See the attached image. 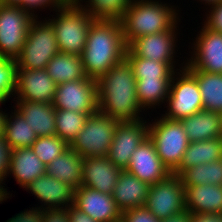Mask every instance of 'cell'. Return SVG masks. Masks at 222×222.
<instances>
[{"instance_id": "1", "label": "cell", "mask_w": 222, "mask_h": 222, "mask_svg": "<svg viewBox=\"0 0 222 222\" xmlns=\"http://www.w3.org/2000/svg\"><path fill=\"white\" fill-rule=\"evenodd\" d=\"M136 81L126 58L112 66L97 80L98 111L119 122L143 119L140 112L145 109L138 102Z\"/></svg>"}, {"instance_id": "2", "label": "cell", "mask_w": 222, "mask_h": 222, "mask_svg": "<svg viewBox=\"0 0 222 222\" xmlns=\"http://www.w3.org/2000/svg\"><path fill=\"white\" fill-rule=\"evenodd\" d=\"M127 44L117 19H95L89 28L81 54L86 77L98 80L126 58Z\"/></svg>"}, {"instance_id": "3", "label": "cell", "mask_w": 222, "mask_h": 222, "mask_svg": "<svg viewBox=\"0 0 222 222\" xmlns=\"http://www.w3.org/2000/svg\"><path fill=\"white\" fill-rule=\"evenodd\" d=\"M174 5L157 0H132L120 19L124 40L127 46L144 35L165 32L177 28L180 21ZM178 12V13H177ZM179 20V21H178Z\"/></svg>"}, {"instance_id": "4", "label": "cell", "mask_w": 222, "mask_h": 222, "mask_svg": "<svg viewBox=\"0 0 222 222\" xmlns=\"http://www.w3.org/2000/svg\"><path fill=\"white\" fill-rule=\"evenodd\" d=\"M55 12L56 18L48 21L55 29L58 51L81 56L95 19L77 2L68 1Z\"/></svg>"}, {"instance_id": "5", "label": "cell", "mask_w": 222, "mask_h": 222, "mask_svg": "<svg viewBox=\"0 0 222 222\" xmlns=\"http://www.w3.org/2000/svg\"><path fill=\"white\" fill-rule=\"evenodd\" d=\"M148 137L154 143L164 166L170 173H174L190 143L181 120H171L164 116L155 119L152 124L149 123Z\"/></svg>"}, {"instance_id": "6", "label": "cell", "mask_w": 222, "mask_h": 222, "mask_svg": "<svg viewBox=\"0 0 222 222\" xmlns=\"http://www.w3.org/2000/svg\"><path fill=\"white\" fill-rule=\"evenodd\" d=\"M31 22L27 38L20 55L16 58L17 69H46L47 63L58 51V44L53 25L45 19Z\"/></svg>"}, {"instance_id": "7", "label": "cell", "mask_w": 222, "mask_h": 222, "mask_svg": "<svg viewBox=\"0 0 222 222\" xmlns=\"http://www.w3.org/2000/svg\"><path fill=\"white\" fill-rule=\"evenodd\" d=\"M118 123L100 111L89 115L70 148L82 158L107 156Z\"/></svg>"}, {"instance_id": "8", "label": "cell", "mask_w": 222, "mask_h": 222, "mask_svg": "<svg viewBox=\"0 0 222 222\" xmlns=\"http://www.w3.org/2000/svg\"><path fill=\"white\" fill-rule=\"evenodd\" d=\"M181 69L180 72L173 74L167 98L168 110L162 114L171 120H181L203 109L202 96L196 78L185 66Z\"/></svg>"}, {"instance_id": "9", "label": "cell", "mask_w": 222, "mask_h": 222, "mask_svg": "<svg viewBox=\"0 0 222 222\" xmlns=\"http://www.w3.org/2000/svg\"><path fill=\"white\" fill-rule=\"evenodd\" d=\"M35 17L20 6H0V56L16 59Z\"/></svg>"}, {"instance_id": "10", "label": "cell", "mask_w": 222, "mask_h": 222, "mask_svg": "<svg viewBox=\"0 0 222 222\" xmlns=\"http://www.w3.org/2000/svg\"><path fill=\"white\" fill-rule=\"evenodd\" d=\"M145 207L159 220L183 213L185 188L179 175L171 173L149 187Z\"/></svg>"}, {"instance_id": "11", "label": "cell", "mask_w": 222, "mask_h": 222, "mask_svg": "<svg viewBox=\"0 0 222 222\" xmlns=\"http://www.w3.org/2000/svg\"><path fill=\"white\" fill-rule=\"evenodd\" d=\"M54 108L87 113L98 111L97 80L90 77L57 85Z\"/></svg>"}, {"instance_id": "12", "label": "cell", "mask_w": 222, "mask_h": 222, "mask_svg": "<svg viewBox=\"0 0 222 222\" xmlns=\"http://www.w3.org/2000/svg\"><path fill=\"white\" fill-rule=\"evenodd\" d=\"M146 120L119 122L108 151V159L121 170H126L132 153L148 137Z\"/></svg>"}, {"instance_id": "13", "label": "cell", "mask_w": 222, "mask_h": 222, "mask_svg": "<svg viewBox=\"0 0 222 222\" xmlns=\"http://www.w3.org/2000/svg\"><path fill=\"white\" fill-rule=\"evenodd\" d=\"M200 30L192 47V57L185 61V68L222 74V33L214 32L205 26Z\"/></svg>"}, {"instance_id": "14", "label": "cell", "mask_w": 222, "mask_h": 222, "mask_svg": "<svg viewBox=\"0 0 222 222\" xmlns=\"http://www.w3.org/2000/svg\"><path fill=\"white\" fill-rule=\"evenodd\" d=\"M177 28H170L165 32L144 35L134 39L127 49L135 56L147 58L157 62H168L175 69V49L178 47ZM176 31V32H175ZM176 39V40H175Z\"/></svg>"}, {"instance_id": "15", "label": "cell", "mask_w": 222, "mask_h": 222, "mask_svg": "<svg viewBox=\"0 0 222 222\" xmlns=\"http://www.w3.org/2000/svg\"><path fill=\"white\" fill-rule=\"evenodd\" d=\"M57 84L46 69H17L16 92L13 101L53 103Z\"/></svg>"}, {"instance_id": "16", "label": "cell", "mask_w": 222, "mask_h": 222, "mask_svg": "<svg viewBox=\"0 0 222 222\" xmlns=\"http://www.w3.org/2000/svg\"><path fill=\"white\" fill-rule=\"evenodd\" d=\"M126 170L150 186L171 174L156 153L155 145L149 137L132 153Z\"/></svg>"}, {"instance_id": "17", "label": "cell", "mask_w": 222, "mask_h": 222, "mask_svg": "<svg viewBox=\"0 0 222 222\" xmlns=\"http://www.w3.org/2000/svg\"><path fill=\"white\" fill-rule=\"evenodd\" d=\"M74 206L98 222H120L122 216L112 195L89 187L75 189Z\"/></svg>"}, {"instance_id": "18", "label": "cell", "mask_w": 222, "mask_h": 222, "mask_svg": "<svg viewBox=\"0 0 222 222\" xmlns=\"http://www.w3.org/2000/svg\"><path fill=\"white\" fill-rule=\"evenodd\" d=\"M24 190L31 191L42 204L41 209L67 208L74 205L75 188L48 173L33 180ZM47 206V207H46Z\"/></svg>"}, {"instance_id": "19", "label": "cell", "mask_w": 222, "mask_h": 222, "mask_svg": "<svg viewBox=\"0 0 222 222\" xmlns=\"http://www.w3.org/2000/svg\"><path fill=\"white\" fill-rule=\"evenodd\" d=\"M83 182L81 186L96 189L112 195L122 170L115 166L107 156L83 158Z\"/></svg>"}, {"instance_id": "20", "label": "cell", "mask_w": 222, "mask_h": 222, "mask_svg": "<svg viewBox=\"0 0 222 222\" xmlns=\"http://www.w3.org/2000/svg\"><path fill=\"white\" fill-rule=\"evenodd\" d=\"M150 185L142 182L127 170H122L112 196L119 210L123 213L145 206Z\"/></svg>"}, {"instance_id": "21", "label": "cell", "mask_w": 222, "mask_h": 222, "mask_svg": "<svg viewBox=\"0 0 222 222\" xmlns=\"http://www.w3.org/2000/svg\"><path fill=\"white\" fill-rule=\"evenodd\" d=\"M46 165L40 161L30 147L12 149L9 174L20 187H27L33 180L46 173Z\"/></svg>"}, {"instance_id": "22", "label": "cell", "mask_w": 222, "mask_h": 222, "mask_svg": "<svg viewBox=\"0 0 222 222\" xmlns=\"http://www.w3.org/2000/svg\"><path fill=\"white\" fill-rule=\"evenodd\" d=\"M16 110L23 116L37 137L55 135L56 115L52 103L16 101Z\"/></svg>"}, {"instance_id": "23", "label": "cell", "mask_w": 222, "mask_h": 222, "mask_svg": "<svg viewBox=\"0 0 222 222\" xmlns=\"http://www.w3.org/2000/svg\"><path fill=\"white\" fill-rule=\"evenodd\" d=\"M181 122L190 142L222 137L221 113L202 109Z\"/></svg>"}, {"instance_id": "24", "label": "cell", "mask_w": 222, "mask_h": 222, "mask_svg": "<svg viewBox=\"0 0 222 222\" xmlns=\"http://www.w3.org/2000/svg\"><path fill=\"white\" fill-rule=\"evenodd\" d=\"M185 209L195 213H222V185L184 186Z\"/></svg>"}, {"instance_id": "25", "label": "cell", "mask_w": 222, "mask_h": 222, "mask_svg": "<svg viewBox=\"0 0 222 222\" xmlns=\"http://www.w3.org/2000/svg\"><path fill=\"white\" fill-rule=\"evenodd\" d=\"M82 162V156L69 147L47 165L46 173L77 189L83 182Z\"/></svg>"}, {"instance_id": "26", "label": "cell", "mask_w": 222, "mask_h": 222, "mask_svg": "<svg viewBox=\"0 0 222 222\" xmlns=\"http://www.w3.org/2000/svg\"><path fill=\"white\" fill-rule=\"evenodd\" d=\"M222 158V137L204 141L190 142L183 154L179 168L174 174L181 175L186 169L210 163Z\"/></svg>"}, {"instance_id": "27", "label": "cell", "mask_w": 222, "mask_h": 222, "mask_svg": "<svg viewBox=\"0 0 222 222\" xmlns=\"http://www.w3.org/2000/svg\"><path fill=\"white\" fill-rule=\"evenodd\" d=\"M46 70L57 85L86 77L82 57L60 51L47 63Z\"/></svg>"}, {"instance_id": "28", "label": "cell", "mask_w": 222, "mask_h": 222, "mask_svg": "<svg viewBox=\"0 0 222 222\" xmlns=\"http://www.w3.org/2000/svg\"><path fill=\"white\" fill-rule=\"evenodd\" d=\"M199 85L203 109L222 114V74L186 68Z\"/></svg>"}, {"instance_id": "29", "label": "cell", "mask_w": 222, "mask_h": 222, "mask_svg": "<svg viewBox=\"0 0 222 222\" xmlns=\"http://www.w3.org/2000/svg\"><path fill=\"white\" fill-rule=\"evenodd\" d=\"M138 102L144 109L167 103L172 78L136 79Z\"/></svg>"}, {"instance_id": "30", "label": "cell", "mask_w": 222, "mask_h": 222, "mask_svg": "<svg viewBox=\"0 0 222 222\" xmlns=\"http://www.w3.org/2000/svg\"><path fill=\"white\" fill-rule=\"evenodd\" d=\"M11 114L6 119L4 139L11 149L31 147L38 138L36 133L16 109Z\"/></svg>"}, {"instance_id": "31", "label": "cell", "mask_w": 222, "mask_h": 222, "mask_svg": "<svg viewBox=\"0 0 222 222\" xmlns=\"http://www.w3.org/2000/svg\"><path fill=\"white\" fill-rule=\"evenodd\" d=\"M126 59L131 64L136 79L172 78L174 72L180 70L174 69L168 62H157L137 57L128 49L126 51Z\"/></svg>"}, {"instance_id": "32", "label": "cell", "mask_w": 222, "mask_h": 222, "mask_svg": "<svg viewBox=\"0 0 222 222\" xmlns=\"http://www.w3.org/2000/svg\"><path fill=\"white\" fill-rule=\"evenodd\" d=\"M184 186L222 185V158L186 169L180 175Z\"/></svg>"}, {"instance_id": "33", "label": "cell", "mask_w": 222, "mask_h": 222, "mask_svg": "<svg viewBox=\"0 0 222 222\" xmlns=\"http://www.w3.org/2000/svg\"><path fill=\"white\" fill-rule=\"evenodd\" d=\"M55 115V135L70 146L82 130L89 114L55 108Z\"/></svg>"}, {"instance_id": "34", "label": "cell", "mask_w": 222, "mask_h": 222, "mask_svg": "<svg viewBox=\"0 0 222 222\" xmlns=\"http://www.w3.org/2000/svg\"><path fill=\"white\" fill-rule=\"evenodd\" d=\"M76 2L94 19L120 20L132 0H84L85 3L88 2L85 6L82 4L83 0H77Z\"/></svg>"}, {"instance_id": "35", "label": "cell", "mask_w": 222, "mask_h": 222, "mask_svg": "<svg viewBox=\"0 0 222 222\" xmlns=\"http://www.w3.org/2000/svg\"><path fill=\"white\" fill-rule=\"evenodd\" d=\"M70 146L56 135L38 137L31 149L46 166L66 151Z\"/></svg>"}, {"instance_id": "36", "label": "cell", "mask_w": 222, "mask_h": 222, "mask_svg": "<svg viewBox=\"0 0 222 222\" xmlns=\"http://www.w3.org/2000/svg\"><path fill=\"white\" fill-rule=\"evenodd\" d=\"M17 80L16 59L0 56V101L6 102L15 96Z\"/></svg>"}, {"instance_id": "37", "label": "cell", "mask_w": 222, "mask_h": 222, "mask_svg": "<svg viewBox=\"0 0 222 222\" xmlns=\"http://www.w3.org/2000/svg\"><path fill=\"white\" fill-rule=\"evenodd\" d=\"M12 149L9 147L4 137H0V203L9 198L10 193H7V189L3 188L1 184L7 178L9 170L10 158Z\"/></svg>"}, {"instance_id": "38", "label": "cell", "mask_w": 222, "mask_h": 222, "mask_svg": "<svg viewBox=\"0 0 222 222\" xmlns=\"http://www.w3.org/2000/svg\"><path fill=\"white\" fill-rule=\"evenodd\" d=\"M120 222H161V220L145 206H141L123 212Z\"/></svg>"}, {"instance_id": "39", "label": "cell", "mask_w": 222, "mask_h": 222, "mask_svg": "<svg viewBox=\"0 0 222 222\" xmlns=\"http://www.w3.org/2000/svg\"><path fill=\"white\" fill-rule=\"evenodd\" d=\"M67 2V0H23L19 6L33 17L38 18V15H35L34 13V9H45L51 5L49 9L53 8L55 11L61 6L65 5Z\"/></svg>"}, {"instance_id": "40", "label": "cell", "mask_w": 222, "mask_h": 222, "mask_svg": "<svg viewBox=\"0 0 222 222\" xmlns=\"http://www.w3.org/2000/svg\"><path fill=\"white\" fill-rule=\"evenodd\" d=\"M209 14L207 13L204 25L206 28L222 33V0L210 5Z\"/></svg>"}, {"instance_id": "41", "label": "cell", "mask_w": 222, "mask_h": 222, "mask_svg": "<svg viewBox=\"0 0 222 222\" xmlns=\"http://www.w3.org/2000/svg\"><path fill=\"white\" fill-rule=\"evenodd\" d=\"M43 220V209L38 206L35 208L32 207L29 211L28 209L26 211L24 210V212L22 211L14 217L12 216V218H9L7 222H43Z\"/></svg>"}, {"instance_id": "42", "label": "cell", "mask_w": 222, "mask_h": 222, "mask_svg": "<svg viewBox=\"0 0 222 222\" xmlns=\"http://www.w3.org/2000/svg\"><path fill=\"white\" fill-rule=\"evenodd\" d=\"M43 222H70L67 208L43 209Z\"/></svg>"}, {"instance_id": "43", "label": "cell", "mask_w": 222, "mask_h": 222, "mask_svg": "<svg viewBox=\"0 0 222 222\" xmlns=\"http://www.w3.org/2000/svg\"><path fill=\"white\" fill-rule=\"evenodd\" d=\"M67 210L70 222H98L74 205L67 207Z\"/></svg>"}, {"instance_id": "44", "label": "cell", "mask_w": 222, "mask_h": 222, "mask_svg": "<svg viewBox=\"0 0 222 222\" xmlns=\"http://www.w3.org/2000/svg\"><path fill=\"white\" fill-rule=\"evenodd\" d=\"M190 222H222V213H195L190 212Z\"/></svg>"}, {"instance_id": "45", "label": "cell", "mask_w": 222, "mask_h": 222, "mask_svg": "<svg viewBox=\"0 0 222 222\" xmlns=\"http://www.w3.org/2000/svg\"><path fill=\"white\" fill-rule=\"evenodd\" d=\"M161 222H190V212L186 210L183 213L161 220Z\"/></svg>"}, {"instance_id": "46", "label": "cell", "mask_w": 222, "mask_h": 222, "mask_svg": "<svg viewBox=\"0 0 222 222\" xmlns=\"http://www.w3.org/2000/svg\"><path fill=\"white\" fill-rule=\"evenodd\" d=\"M5 102L0 101V104H4ZM8 114L3 112V110L0 109V137L4 136L5 128H6V119Z\"/></svg>"}, {"instance_id": "47", "label": "cell", "mask_w": 222, "mask_h": 222, "mask_svg": "<svg viewBox=\"0 0 222 222\" xmlns=\"http://www.w3.org/2000/svg\"><path fill=\"white\" fill-rule=\"evenodd\" d=\"M23 0H1L2 5H14L19 6Z\"/></svg>"}, {"instance_id": "48", "label": "cell", "mask_w": 222, "mask_h": 222, "mask_svg": "<svg viewBox=\"0 0 222 222\" xmlns=\"http://www.w3.org/2000/svg\"><path fill=\"white\" fill-rule=\"evenodd\" d=\"M199 1H201V2L204 1L205 5L210 6V5H212V4H215V3L220 2L221 0H199ZM207 3H208V4H207Z\"/></svg>"}]
</instances>
